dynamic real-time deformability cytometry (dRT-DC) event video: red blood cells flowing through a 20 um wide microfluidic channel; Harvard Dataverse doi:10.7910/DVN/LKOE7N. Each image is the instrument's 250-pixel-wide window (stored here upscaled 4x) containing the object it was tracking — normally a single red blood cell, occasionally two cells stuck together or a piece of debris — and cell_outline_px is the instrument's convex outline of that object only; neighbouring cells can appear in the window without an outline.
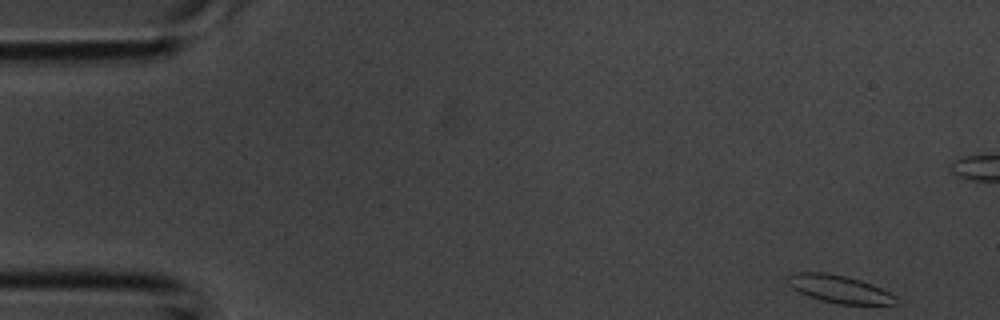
{"species": "common noctule bat (a hibernating species)", "species_latin": "Nyctalus noctula", "temperature_condition": "room temperature", "stored_images_in_passage": 38, "camera_frame_rate_fps": 3000, "um_per_image_px": 0.085, "animal": {"sex": "male", "body_mass_g": 20.1, "forearm_length_mm": 53.5}, "frame": {"image": 1, "passage_image": 1, "time_ms": 0.0, "image_size_px": [1000, 320], "cell_outline_px": [[896, 304], [836, 304], [820, 300], [808, 296], [792, 288], [784, 280], [788, 276], [796, 272], [824, 272], [844, 276], [860, 280], [872, 284], [896, 296]], "centroid_in_image_um": [71.29, 24.56], "position_along_channel_um": 13.7, "area_um2": 17.34}}
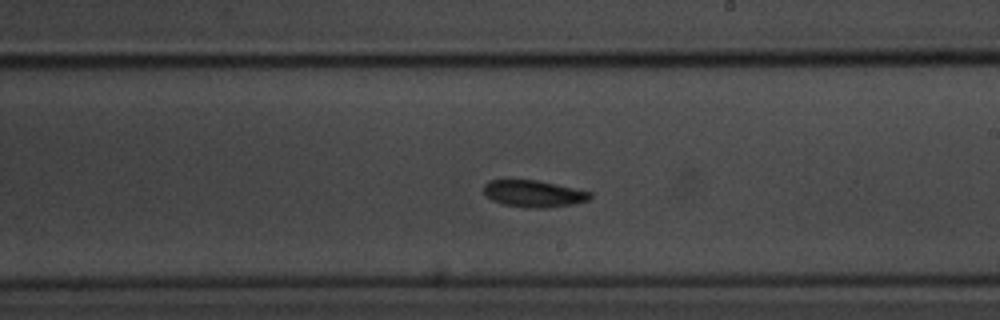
{"frame": {"image": 2, "passage_image": 21, "time_ms": 6.667, "image_size_px": [1000, 320], "cell_outline_px": [[592, 196], [588, 200], [572, 204], [548, 208], [528, 208], [504, 204], [492, 200], [484, 192], [484, 184], [488, 180], [536, 180], [556, 184], [592, 192]], "centroid_in_image_um": [45.37, 16.46], "position_along_channel_um": 243.6, "area_um2": 16.53}}
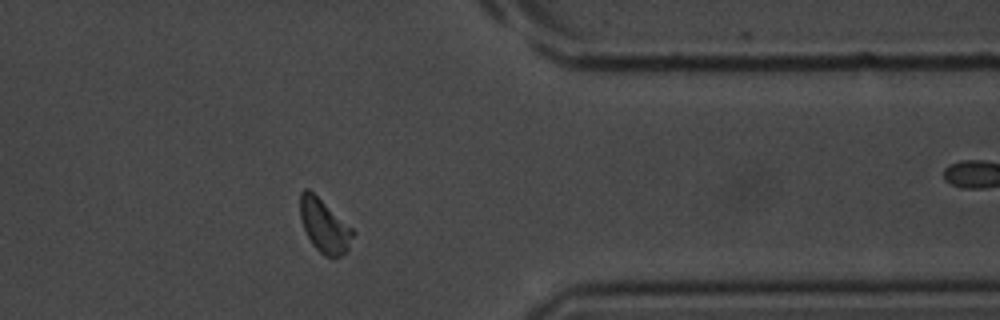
{"frame": {"image": 3, "passage_image": 30, "time_ms": 9.667, "image_size_px": [1000, 320], "cell_outline_px": [[356, 232], [348, 248], [340, 256], [324, 256], [312, 244], [304, 228], [300, 216], [300, 192], [304, 188], [308, 188], [352, 228]], "centroid_in_image_um": [27.56, 19.18], "position_along_channel_um": 383.8, "area_um2": 16.07}}